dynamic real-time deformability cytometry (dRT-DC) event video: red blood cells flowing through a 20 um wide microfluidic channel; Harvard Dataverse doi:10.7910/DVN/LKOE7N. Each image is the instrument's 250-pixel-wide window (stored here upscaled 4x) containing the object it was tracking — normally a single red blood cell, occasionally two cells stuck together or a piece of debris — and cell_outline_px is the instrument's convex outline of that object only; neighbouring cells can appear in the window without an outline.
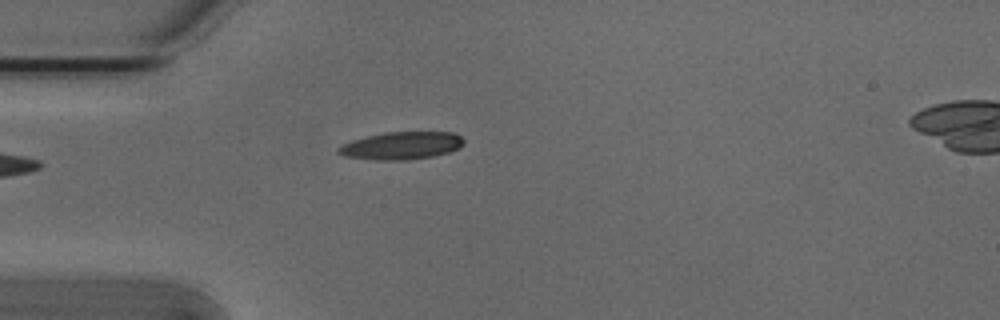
{"species": "Egyptian fruit bat (a non-hibernating species)", "species_latin": "Rousettus aegyptiacus", "temperature_condition": "cold", "stored_images_in_passage": 2, "camera_frame_rate_fps": 3000, "um_per_image_px": 0.085, "animal": {"sex": "male"}, "frame": {"image": 1, "passage_image": 1, "time_ms": 0.0, "image_size_px": [1000, 320], "cell_outline_px": [[464, 144], [460, 148], [448, 152], [432, 156], [408, 160], [376, 160], [344, 156], [336, 152], [336, 148], [340, 144], [352, 140], [384, 132], [452, 132], [460, 136], [464, 140]], "centroid_in_image_um": [34.09, 12.38], "position_along_channel_um": 50.9, "area_um2": 20.29}}